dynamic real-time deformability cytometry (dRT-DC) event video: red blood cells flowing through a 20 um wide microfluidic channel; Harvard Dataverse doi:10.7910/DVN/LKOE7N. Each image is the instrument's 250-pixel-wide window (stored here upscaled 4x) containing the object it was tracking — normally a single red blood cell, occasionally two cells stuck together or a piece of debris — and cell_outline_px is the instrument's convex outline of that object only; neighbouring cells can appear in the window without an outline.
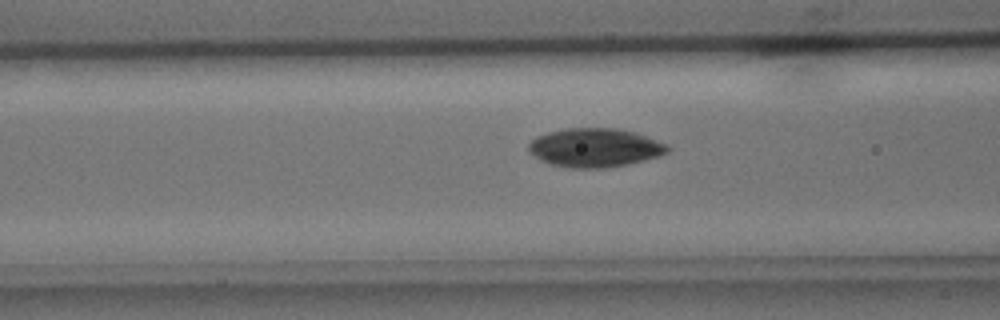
{"species": "common noctule bat (a hibernating species)", "species_latin": "Nyctalus noctula", "temperature_condition": "cold", "stored_images_in_passage": 8, "camera_frame_rate_fps": 3000, "um_per_image_px": 0.085, "animal": {"sex": "male", "body_mass_g": 15.6}, "frame": {"image": 1, "passage_image": 6, "time_ms": 1.667, "image_size_px": [1000, 320], "cell_outline_px": [[672, 148], [668, 152], [660, 156], [628, 164], [604, 168], [572, 168], [548, 164], [528, 152], [528, 144], [536, 136], [548, 132], [568, 128], [616, 128], [632, 132], [668, 144]], "centroid_in_image_um": [50.55, 12.56], "position_along_channel_um": 116.0, "area_um2": 31.44}}